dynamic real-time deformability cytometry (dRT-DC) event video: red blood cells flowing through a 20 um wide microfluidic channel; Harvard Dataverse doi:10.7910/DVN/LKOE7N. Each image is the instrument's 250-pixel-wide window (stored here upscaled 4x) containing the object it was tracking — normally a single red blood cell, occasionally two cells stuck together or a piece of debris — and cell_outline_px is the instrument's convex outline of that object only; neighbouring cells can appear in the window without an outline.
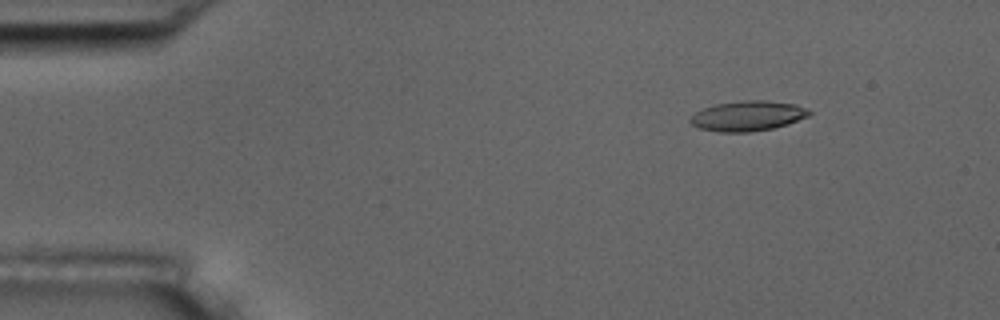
{"species": "common noctule bat (a hibernating species)", "species_latin": "Nyctalus noctula", "temperature_condition": "room temperature", "stored_images_in_passage": 6, "camera_frame_rate_fps": 3000, "um_per_image_px": 0.085, "animal": {"sex": "male", "body_mass_g": 17.5, "forearm_length_mm": 52.3}, "frame": {"image": 1, "passage_image": 2, "time_ms": 1.333, "image_size_px": [1000, 320], "cell_outline_px": [[812, 112], [808, 116], [788, 124], [772, 128], [748, 132], [720, 132], [700, 128], [692, 124], [688, 120], [696, 112], [704, 108], [716, 104], [744, 100], [768, 100], [796, 104]], "centroid_in_image_um": [63.56, 9.85], "position_along_channel_um": 21.4, "area_um2": 20.69}}
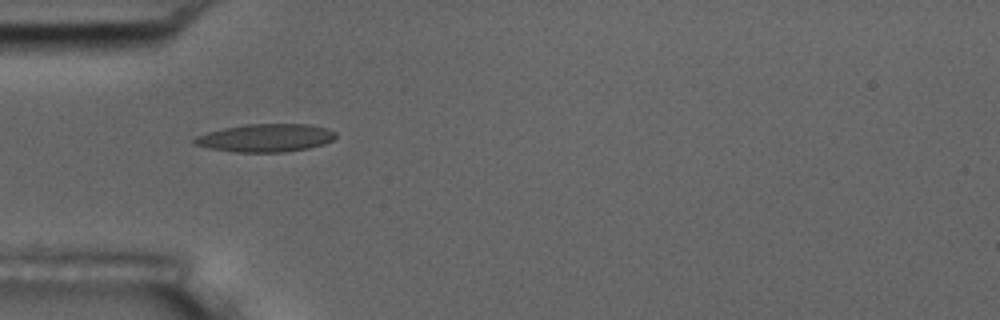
{"frame": {"image": 2, "passage_image": 5, "time_ms": 4.667, "image_size_px": [1000, 320], "cell_outline_px": [[336, 136], [332, 140], [324, 144], [308, 148], [284, 152], [236, 152], [212, 148], [192, 144], [192, 140], [196, 136], [208, 132], [224, 128], [244, 124], [308, 124], [324, 128], [336, 132]], "centroid_in_image_um": [22.57, 11.72], "position_along_channel_um": 62.4, "area_um2": 22.89}}